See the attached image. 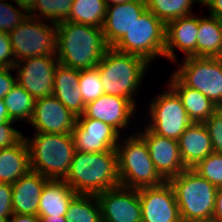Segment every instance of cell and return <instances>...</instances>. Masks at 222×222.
Instances as JSON below:
<instances>
[{
    "mask_svg": "<svg viewBox=\"0 0 222 222\" xmlns=\"http://www.w3.org/2000/svg\"><path fill=\"white\" fill-rule=\"evenodd\" d=\"M56 56L73 69L96 67L109 48L102 28L62 21L56 24Z\"/></svg>",
    "mask_w": 222,
    "mask_h": 222,
    "instance_id": "1",
    "label": "cell"
},
{
    "mask_svg": "<svg viewBox=\"0 0 222 222\" xmlns=\"http://www.w3.org/2000/svg\"><path fill=\"white\" fill-rule=\"evenodd\" d=\"M64 181L77 194L97 195L118 187L117 150L96 153L76 151Z\"/></svg>",
    "mask_w": 222,
    "mask_h": 222,
    "instance_id": "2",
    "label": "cell"
},
{
    "mask_svg": "<svg viewBox=\"0 0 222 222\" xmlns=\"http://www.w3.org/2000/svg\"><path fill=\"white\" fill-rule=\"evenodd\" d=\"M149 64L140 56L109 47L96 66L105 94L129 99L136 105L133 93L140 88Z\"/></svg>",
    "mask_w": 222,
    "mask_h": 222,
    "instance_id": "3",
    "label": "cell"
},
{
    "mask_svg": "<svg viewBox=\"0 0 222 222\" xmlns=\"http://www.w3.org/2000/svg\"><path fill=\"white\" fill-rule=\"evenodd\" d=\"M24 136L28 145L30 167L49 180H64L76 152L72 134L34 133Z\"/></svg>",
    "mask_w": 222,
    "mask_h": 222,
    "instance_id": "4",
    "label": "cell"
},
{
    "mask_svg": "<svg viewBox=\"0 0 222 222\" xmlns=\"http://www.w3.org/2000/svg\"><path fill=\"white\" fill-rule=\"evenodd\" d=\"M124 141L116 148L120 185L140 189L163 184L165 180L156 171L145 140L136 133Z\"/></svg>",
    "mask_w": 222,
    "mask_h": 222,
    "instance_id": "5",
    "label": "cell"
},
{
    "mask_svg": "<svg viewBox=\"0 0 222 222\" xmlns=\"http://www.w3.org/2000/svg\"><path fill=\"white\" fill-rule=\"evenodd\" d=\"M172 186L181 219L213 220L217 187L193 169L168 180Z\"/></svg>",
    "mask_w": 222,
    "mask_h": 222,
    "instance_id": "6",
    "label": "cell"
},
{
    "mask_svg": "<svg viewBox=\"0 0 222 222\" xmlns=\"http://www.w3.org/2000/svg\"><path fill=\"white\" fill-rule=\"evenodd\" d=\"M166 25L146 9L114 49L140 56L151 64L156 57H164Z\"/></svg>",
    "mask_w": 222,
    "mask_h": 222,
    "instance_id": "7",
    "label": "cell"
},
{
    "mask_svg": "<svg viewBox=\"0 0 222 222\" xmlns=\"http://www.w3.org/2000/svg\"><path fill=\"white\" fill-rule=\"evenodd\" d=\"M41 20L28 16L8 33L15 62L56 54V24Z\"/></svg>",
    "mask_w": 222,
    "mask_h": 222,
    "instance_id": "8",
    "label": "cell"
},
{
    "mask_svg": "<svg viewBox=\"0 0 222 222\" xmlns=\"http://www.w3.org/2000/svg\"><path fill=\"white\" fill-rule=\"evenodd\" d=\"M173 72L186 86L204 94L218 107H222V64L215 58L184 57Z\"/></svg>",
    "mask_w": 222,
    "mask_h": 222,
    "instance_id": "9",
    "label": "cell"
},
{
    "mask_svg": "<svg viewBox=\"0 0 222 222\" xmlns=\"http://www.w3.org/2000/svg\"><path fill=\"white\" fill-rule=\"evenodd\" d=\"M167 89L151 101V120L146 126L158 135L178 140L193 122L188 117L178 94L169 85Z\"/></svg>",
    "mask_w": 222,
    "mask_h": 222,
    "instance_id": "10",
    "label": "cell"
},
{
    "mask_svg": "<svg viewBox=\"0 0 222 222\" xmlns=\"http://www.w3.org/2000/svg\"><path fill=\"white\" fill-rule=\"evenodd\" d=\"M58 64L56 54L35 56L18 61L14 65V69H17V83L35 100L52 96L54 74Z\"/></svg>",
    "mask_w": 222,
    "mask_h": 222,
    "instance_id": "11",
    "label": "cell"
},
{
    "mask_svg": "<svg viewBox=\"0 0 222 222\" xmlns=\"http://www.w3.org/2000/svg\"><path fill=\"white\" fill-rule=\"evenodd\" d=\"M96 196L102 222H142L138 189L119 185Z\"/></svg>",
    "mask_w": 222,
    "mask_h": 222,
    "instance_id": "12",
    "label": "cell"
},
{
    "mask_svg": "<svg viewBox=\"0 0 222 222\" xmlns=\"http://www.w3.org/2000/svg\"><path fill=\"white\" fill-rule=\"evenodd\" d=\"M120 134L111 125L83 115L77 117L72 130L75 150L88 153L116 150Z\"/></svg>",
    "mask_w": 222,
    "mask_h": 222,
    "instance_id": "13",
    "label": "cell"
},
{
    "mask_svg": "<svg viewBox=\"0 0 222 222\" xmlns=\"http://www.w3.org/2000/svg\"><path fill=\"white\" fill-rule=\"evenodd\" d=\"M142 222H181L179 207L168 181L138 189Z\"/></svg>",
    "mask_w": 222,
    "mask_h": 222,
    "instance_id": "14",
    "label": "cell"
},
{
    "mask_svg": "<svg viewBox=\"0 0 222 222\" xmlns=\"http://www.w3.org/2000/svg\"><path fill=\"white\" fill-rule=\"evenodd\" d=\"M77 117L54 95L35 100L30 125L35 133L72 134Z\"/></svg>",
    "mask_w": 222,
    "mask_h": 222,
    "instance_id": "15",
    "label": "cell"
},
{
    "mask_svg": "<svg viewBox=\"0 0 222 222\" xmlns=\"http://www.w3.org/2000/svg\"><path fill=\"white\" fill-rule=\"evenodd\" d=\"M145 127L146 130H143L144 132L139 131L138 134L145 140L159 175L168 181L186 170L187 168L181 159L178 140L158 135L147 126Z\"/></svg>",
    "mask_w": 222,
    "mask_h": 222,
    "instance_id": "16",
    "label": "cell"
},
{
    "mask_svg": "<svg viewBox=\"0 0 222 222\" xmlns=\"http://www.w3.org/2000/svg\"><path fill=\"white\" fill-rule=\"evenodd\" d=\"M137 107L126 98L103 94L85 105L83 116L111 125L119 133L126 128Z\"/></svg>",
    "mask_w": 222,
    "mask_h": 222,
    "instance_id": "17",
    "label": "cell"
},
{
    "mask_svg": "<svg viewBox=\"0 0 222 222\" xmlns=\"http://www.w3.org/2000/svg\"><path fill=\"white\" fill-rule=\"evenodd\" d=\"M199 17L194 14L172 20L166 24L164 57L176 63L174 49L184 52L186 57H197Z\"/></svg>",
    "mask_w": 222,
    "mask_h": 222,
    "instance_id": "18",
    "label": "cell"
},
{
    "mask_svg": "<svg viewBox=\"0 0 222 222\" xmlns=\"http://www.w3.org/2000/svg\"><path fill=\"white\" fill-rule=\"evenodd\" d=\"M146 9L145 0H130L122 4L107 6L102 27L107 45L113 47Z\"/></svg>",
    "mask_w": 222,
    "mask_h": 222,
    "instance_id": "19",
    "label": "cell"
},
{
    "mask_svg": "<svg viewBox=\"0 0 222 222\" xmlns=\"http://www.w3.org/2000/svg\"><path fill=\"white\" fill-rule=\"evenodd\" d=\"M49 181L38 172L30 170L12 184V208L15 214L38 215L41 192Z\"/></svg>",
    "mask_w": 222,
    "mask_h": 222,
    "instance_id": "20",
    "label": "cell"
},
{
    "mask_svg": "<svg viewBox=\"0 0 222 222\" xmlns=\"http://www.w3.org/2000/svg\"><path fill=\"white\" fill-rule=\"evenodd\" d=\"M178 145L181 159L187 169L194 168L214 152L209 132L204 123L193 122L179 137Z\"/></svg>",
    "mask_w": 222,
    "mask_h": 222,
    "instance_id": "21",
    "label": "cell"
},
{
    "mask_svg": "<svg viewBox=\"0 0 222 222\" xmlns=\"http://www.w3.org/2000/svg\"><path fill=\"white\" fill-rule=\"evenodd\" d=\"M171 77L168 85L180 97L188 117L192 122L204 123L219 108L204 94L186 86L174 73Z\"/></svg>",
    "mask_w": 222,
    "mask_h": 222,
    "instance_id": "22",
    "label": "cell"
},
{
    "mask_svg": "<svg viewBox=\"0 0 222 222\" xmlns=\"http://www.w3.org/2000/svg\"><path fill=\"white\" fill-rule=\"evenodd\" d=\"M30 170L29 149L24 137L13 146L0 149V183L12 185Z\"/></svg>",
    "mask_w": 222,
    "mask_h": 222,
    "instance_id": "23",
    "label": "cell"
},
{
    "mask_svg": "<svg viewBox=\"0 0 222 222\" xmlns=\"http://www.w3.org/2000/svg\"><path fill=\"white\" fill-rule=\"evenodd\" d=\"M76 195L64 180H49L41 192L38 216H66L68 206Z\"/></svg>",
    "mask_w": 222,
    "mask_h": 222,
    "instance_id": "24",
    "label": "cell"
},
{
    "mask_svg": "<svg viewBox=\"0 0 222 222\" xmlns=\"http://www.w3.org/2000/svg\"><path fill=\"white\" fill-rule=\"evenodd\" d=\"M197 57H216L222 45V21L214 16L199 18Z\"/></svg>",
    "mask_w": 222,
    "mask_h": 222,
    "instance_id": "25",
    "label": "cell"
},
{
    "mask_svg": "<svg viewBox=\"0 0 222 222\" xmlns=\"http://www.w3.org/2000/svg\"><path fill=\"white\" fill-rule=\"evenodd\" d=\"M106 11L104 0H73L69 16L65 21L102 28Z\"/></svg>",
    "mask_w": 222,
    "mask_h": 222,
    "instance_id": "26",
    "label": "cell"
},
{
    "mask_svg": "<svg viewBox=\"0 0 222 222\" xmlns=\"http://www.w3.org/2000/svg\"><path fill=\"white\" fill-rule=\"evenodd\" d=\"M67 222H102L97 196L93 194H77L70 202Z\"/></svg>",
    "mask_w": 222,
    "mask_h": 222,
    "instance_id": "27",
    "label": "cell"
},
{
    "mask_svg": "<svg viewBox=\"0 0 222 222\" xmlns=\"http://www.w3.org/2000/svg\"><path fill=\"white\" fill-rule=\"evenodd\" d=\"M3 101L12 121H31L35 99L18 83L7 93Z\"/></svg>",
    "mask_w": 222,
    "mask_h": 222,
    "instance_id": "28",
    "label": "cell"
},
{
    "mask_svg": "<svg viewBox=\"0 0 222 222\" xmlns=\"http://www.w3.org/2000/svg\"><path fill=\"white\" fill-rule=\"evenodd\" d=\"M146 6L165 25L175 19L189 16L194 3L202 4V0H145Z\"/></svg>",
    "mask_w": 222,
    "mask_h": 222,
    "instance_id": "29",
    "label": "cell"
},
{
    "mask_svg": "<svg viewBox=\"0 0 222 222\" xmlns=\"http://www.w3.org/2000/svg\"><path fill=\"white\" fill-rule=\"evenodd\" d=\"M72 4L73 0H35L28 13L32 18H43L44 22L47 18V20L57 24L68 18Z\"/></svg>",
    "mask_w": 222,
    "mask_h": 222,
    "instance_id": "30",
    "label": "cell"
},
{
    "mask_svg": "<svg viewBox=\"0 0 222 222\" xmlns=\"http://www.w3.org/2000/svg\"><path fill=\"white\" fill-rule=\"evenodd\" d=\"M78 87L85 105L105 94L97 67L80 70Z\"/></svg>",
    "mask_w": 222,
    "mask_h": 222,
    "instance_id": "31",
    "label": "cell"
},
{
    "mask_svg": "<svg viewBox=\"0 0 222 222\" xmlns=\"http://www.w3.org/2000/svg\"><path fill=\"white\" fill-rule=\"evenodd\" d=\"M192 169L216 187L222 186V154L213 152Z\"/></svg>",
    "mask_w": 222,
    "mask_h": 222,
    "instance_id": "32",
    "label": "cell"
},
{
    "mask_svg": "<svg viewBox=\"0 0 222 222\" xmlns=\"http://www.w3.org/2000/svg\"><path fill=\"white\" fill-rule=\"evenodd\" d=\"M29 13L26 9L14 7L12 4L0 0V32L9 33L22 23Z\"/></svg>",
    "mask_w": 222,
    "mask_h": 222,
    "instance_id": "33",
    "label": "cell"
},
{
    "mask_svg": "<svg viewBox=\"0 0 222 222\" xmlns=\"http://www.w3.org/2000/svg\"><path fill=\"white\" fill-rule=\"evenodd\" d=\"M80 70L58 64L54 74L53 92L73 91L79 86Z\"/></svg>",
    "mask_w": 222,
    "mask_h": 222,
    "instance_id": "34",
    "label": "cell"
},
{
    "mask_svg": "<svg viewBox=\"0 0 222 222\" xmlns=\"http://www.w3.org/2000/svg\"><path fill=\"white\" fill-rule=\"evenodd\" d=\"M53 95L76 117L83 115L85 103L79 87L68 92H53Z\"/></svg>",
    "mask_w": 222,
    "mask_h": 222,
    "instance_id": "35",
    "label": "cell"
},
{
    "mask_svg": "<svg viewBox=\"0 0 222 222\" xmlns=\"http://www.w3.org/2000/svg\"><path fill=\"white\" fill-rule=\"evenodd\" d=\"M204 125L206 126L213 151L222 154V107H219L210 118H208Z\"/></svg>",
    "mask_w": 222,
    "mask_h": 222,
    "instance_id": "36",
    "label": "cell"
},
{
    "mask_svg": "<svg viewBox=\"0 0 222 222\" xmlns=\"http://www.w3.org/2000/svg\"><path fill=\"white\" fill-rule=\"evenodd\" d=\"M16 122L0 124V149L9 148L17 144L24 135L13 127Z\"/></svg>",
    "mask_w": 222,
    "mask_h": 222,
    "instance_id": "37",
    "label": "cell"
},
{
    "mask_svg": "<svg viewBox=\"0 0 222 222\" xmlns=\"http://www.w3.org/2000/svg\"><path fill=\"white\" fill-rule=\"evenodd\" d=\"M15 63L9 35L0 32V67H14Z\"/></svg>",
    "mask_w": 222,
    "mask_h": 222,
    "instance_id": "38",
    "label": "cell"
},
{
    "mask_svg": "<svg viewBox=\"0 0 222 222\" xmlns=\"http://www.w3.org/2000/svg\"><path fill=\"white\" fill-rule=\"evenodd\" d=\"M12 214V185L0 183V216L11 217Z\"/></svg>",
    "mask_w": 222,
    "mask_h": 222,
    "instance_id": "39",
    "label": "cell"
},
{
    "mask_svg": "<svg viewBox=\"0 0 222 222\" xmlns=\"http://www.w3.org/2000/svg\"><path fill=\"white\" fill-rule=\"evenodd\" d=\"M11 70H15L14 67H0V99H4L17 83L16 76L13 77Z\"/></svg>",
    "mask_w": 222,
    "mask_h": 222,
    "instance_id": "40",
    "label": "cell"
},
{
    "mask_svg": "<svg viewBox=\"0 0 222 222\" xmlns=\"http://www.w3.org/2000/svg\"><path fill=\"white\" fill-rule=\"evenodd\" d=\"M201 5L209 7L210 15L222 21V0H202Z\"/></svg>",
    "mask_w": 222,
    "mask_h": 222,
    "instance_id": "41",
    "label": "cell"
},
{
    "mask_svg": "<svg viewBox=\"0 0 222 222\" xmlns=\"http://www.w3.org/2000/svg\"><path fill=\"white\" fill-rule=\"evenodd\" d=\"M213 221L222 222V186L217 187Z\"/></svg>",
    "mask_w": 222,
    "mask_h": 222,
    "instance_id": "42",
    "label": "cell"
},
{
    "mask_svg": "<svg viewBox=\"0 0 222 222\" xmlns=\"http://www.w3.org/2000/svg\"><path fill=\"white\" fill-rule=\"evenodd\" d=\"M8 222H40L38 215H24L13 213Z\"/></svg>",
    "mask_w": 222,
    "mask_h": 222,
    "instance_id": "43",
    "label": "cell"
},
{
    "mask_svg": "<svg viewBox=\"0 0 222 222\" xmlns=\"http://www.w3.org/2000/svg\"><path fill=\"white\" fill-rule=\"evenodd\" d=\"M6 122H15L10 119L6 105L4 104L3 99H0V124Z\"/></svg>",
    "mask_w": 222,
    "mask_h": 222,
    "instance_id": "44",
    "label": "cell"
},
{
    "mask_svg": "<svg viewBox=\"0 0 222 222\" xmlns=\"http://www.w3.org/2000/svg\"><path fill=\"white\" fill-rule=\"evenodd\" d=\"M40 222H67L65 216H39Z\"/></svg>",
    "mask_w": 222,
    "mask_h": 222,
    "instance_id": "45",
    "label": "cell"
},
{
    "mask_svg": "<svg viewBox=\"0 0 222 222\" xmlns=\"http://www.w3.org/2000/svg\"><path fill=\"white\" fill-rule=\"evenodd\" d=\"M14 1L21 10L26 9L27 11H29L35 3V0H14Z\"/></svg>",
    "mask_w": 222,
    "mask_h": 222,
    "instance_id": "46",
    "label": "cell"
},
{
    "mask_svg": "<svg viewBox=\"0 0 222 222\" xmlns=\"http://www.w3.org/2000/svg\"><path fill=\"white\" fill-rule=\"evenodd\" d=\"M104 1H105L106 6H111L115 4H122L130 0H104Z\"/></svg>",
    "mask_w": 222,
    "mask_h": 222,
    "instance_id": "47",
    "label": "cell"
},
{
    "mask_svg": "<svg viewBox=\"0 0 222 222\" xmlns=\"http://www.w3.org/2000/svg\"><path fill=\"white\" fill-rule=\"evenodd\" d=\"M181 222H214L213 220H184L182 219Z\"/></svg>",
    "mask_w": 222,
    "mask_h": 222,
    "instance_id": "48",
    "label": "cell"
},
{
    "mask_svg": "<svg viewBox=\"0 0 222 222\" xmlns=\"http://www.w3.org/2000/svg\"><path fill=\"white\" fill-rule=\"evenodd\" d=\"M215 58L222 64V45L218 55Z\"/></svg>",
    "mask_w": 222,
    "mask_h": 222,
    "instance_id": "49",
    "label": "cell"
},
{
    "mask_svg": "<svg viewBox=\"0 0 222 222\" xmlns=\"http://www.w3.org/2000/svg\"><path fill=\"white\" fill-rule=\"evenodd\" d=\"M10 217H2L0 216V222H8Z\"/></svg>",
    "mask_w": 222,
    "mask_h": 222,
    "instance_id": "50",
    "label": "cell"
}]
</instances>
